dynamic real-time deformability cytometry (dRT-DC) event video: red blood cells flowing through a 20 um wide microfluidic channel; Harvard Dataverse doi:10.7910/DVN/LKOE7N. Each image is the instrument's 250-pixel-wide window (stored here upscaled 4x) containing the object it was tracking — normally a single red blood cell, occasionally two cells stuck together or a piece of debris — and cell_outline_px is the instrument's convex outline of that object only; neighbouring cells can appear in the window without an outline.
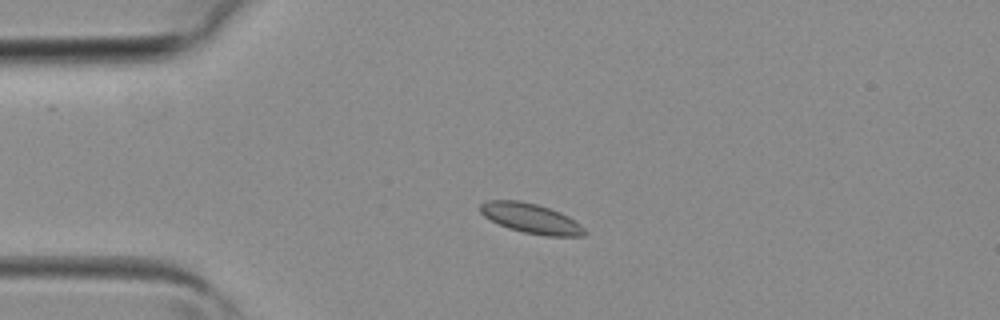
{"species": "common noctule bat (a hibernating species)", "species_latin": "Nyctalus noctula", "temperature_condition": "room temperature", "stored_images_in_passage": 7, "camera_frame_rate_fps": 3000, "um_per_image_px": 0.085, "animal": {"sex": "female", "body_mass_g": 19.3, "forearm_length_mm": 54.1}, "frame": {"image": 1, "passage_image": 4, "time_ms": 1.0, "image_size_px": [1000, 320], "cell_outline_px": [[588, 232], [584, 236], [544, 236], [524, 232], [508, 228], [484, 216], [480, 212], [480, 204], [488, 200], [520, 200], [536, 204], [560, 212], [576, 220]], "centroid_in_image_um": [45.16, 18.57], "position_along_channel_um": 39.8, "area_um2": 18.15}}
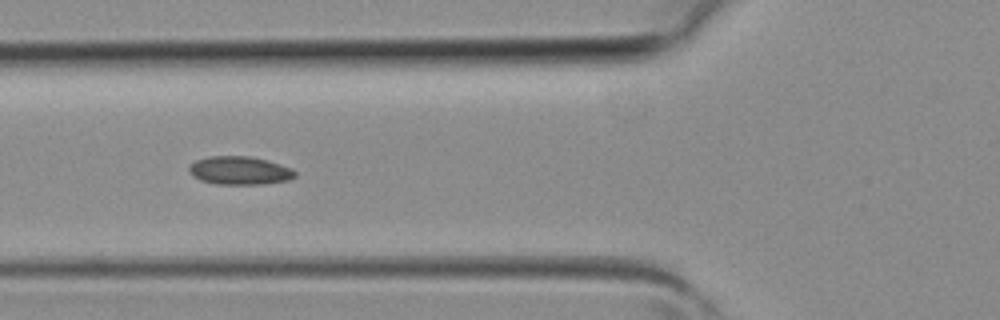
{"frame": {"image": 2, "passage_image": 6, "time_ms": 1.667, "image_size_px": [1000, 320], "cell_outline_px": [[296, 176], [288, 180], [264, 184], [216, 184], [200, 180], [192, 176], [188, 168], [196, 160], [208, 156], [252, 156], [268, 160], [292, 168], [296, 172]], "centroid_in_image_um": [20.38, 14.49], "position_along_channel_um": 105.4, "area_um2": 17.57}}
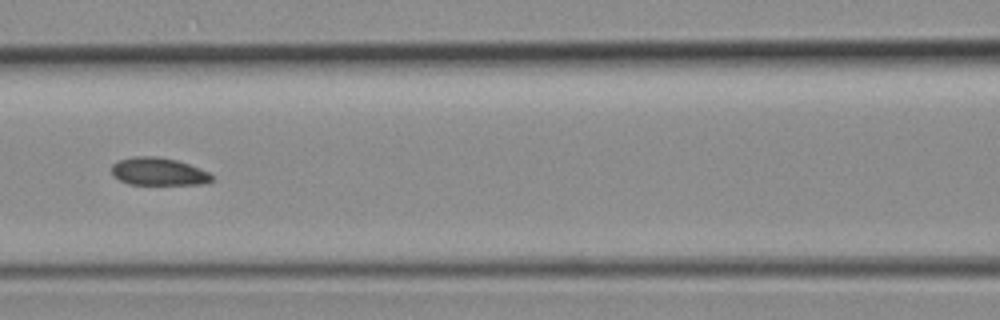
{"frame": {"image": 3, "passage_image": 7, "time_ms": 2.0, "image_size_px": [1000, 320], "cell_outline_px": [[212, 180], [208, 184], [128, 184], [112, 176], [112, 164], [120, 160], [132, 156], [156, 156], [176, 160], [200, 168], [208, 172], [212, 176]], "centroid_in_image_um": [13.46, 14.58], "position_along_channel_um": 153.1, "area_um2": 16.18}}